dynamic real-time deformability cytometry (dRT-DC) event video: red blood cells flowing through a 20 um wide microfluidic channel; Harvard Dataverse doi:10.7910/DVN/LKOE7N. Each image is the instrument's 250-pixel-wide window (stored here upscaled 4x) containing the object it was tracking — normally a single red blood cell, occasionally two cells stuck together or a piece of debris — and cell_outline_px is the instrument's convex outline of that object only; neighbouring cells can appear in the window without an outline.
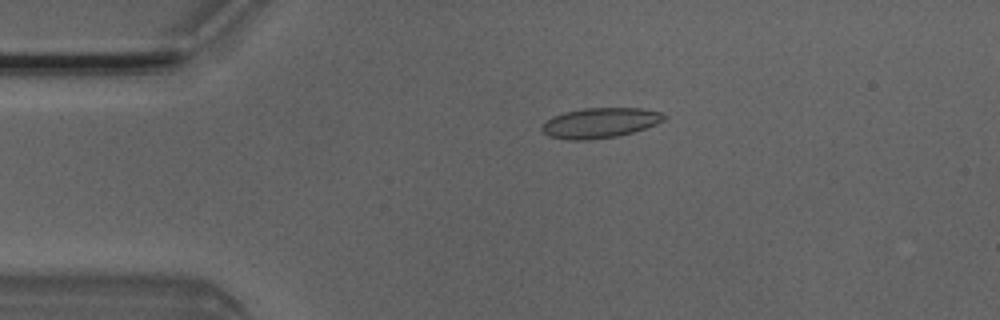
{"species": "Egyptian fruit bat (a non-hibernating species)", "species_latin": "Rousettus aegyptiacus", "temperature_condition": "room temperature", "stored_images_in_passage": 4, "camera_frame_rate_fps": 3000, "um_per_image_px": 0.085, "animal": {"sex": "male"}, "frame": {"image": 1, "passage_image": 3, "time_ms": 0.667, "image_size_px": [1000, 320], "cell_outline_px": [[668, 116], [664, 120], [656, 124], [620, 136], [588, 140], [568, 140], [548, 136], [540, 128], [552, 116], [564, 112], [584, 108], [640, 108], [664, 112]], "centroid_in_image_um": [51.03, 10.44], "position_along_channel_um": 34.0, "area_um2": 21.56}}
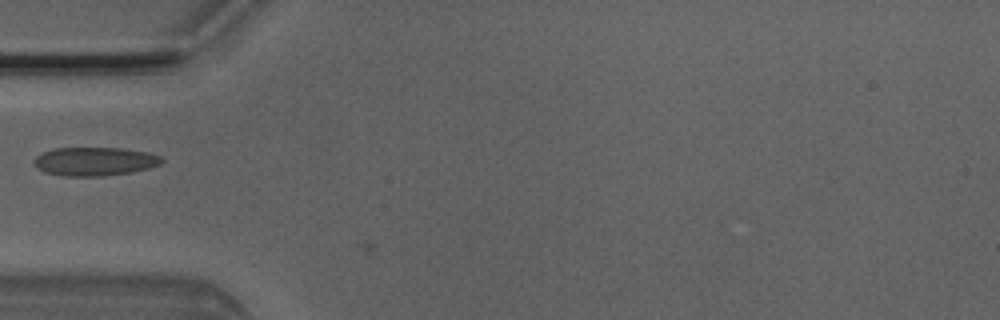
{"frame": {"image": 2, "passage_image": 4, "time_ms": 1.0, "image_size_px": [1000, 320], "cell_outline_px": [[164, 160], [160, 164], [148, 168], [132, 172], [104, 176], [64, 176], [44, 172], [36, 164], [36, 156], [44, 152], [56, 148], [124, 148], [148, 152], [160, 156]], "centroid_in_image_um": [8.11, 13.72], "position_along_channel_um": 76.9, "area_um2": 21.1}}